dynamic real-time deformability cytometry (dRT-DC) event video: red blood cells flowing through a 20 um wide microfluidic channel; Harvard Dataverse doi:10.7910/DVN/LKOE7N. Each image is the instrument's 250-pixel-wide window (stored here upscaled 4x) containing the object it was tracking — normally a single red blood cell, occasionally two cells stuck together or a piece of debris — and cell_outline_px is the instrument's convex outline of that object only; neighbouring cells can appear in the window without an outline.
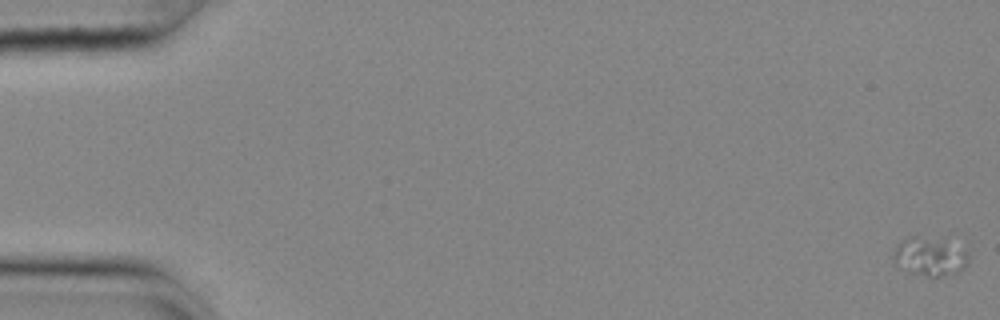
{"species": "common noctule bat (a hibernating species)", "species_latin": "Nyctalus noctula", "temperature_condition": "cold", "stored_images_in_passage": 17, "camera_frame_rate_fps": 3000, "um_per_image_px": 0.085, "animal": {"sex": "female", "body_mass_g": 25.1}, "frame": {"image": 1, "passage_image": 1, "time_ms": 0.0, "image_size_px": [1000, 320], "cell_outline_px": [[972, 248], [968, 264], [960, 272], [940, 276], [924, 276], [912, 272], [892, 264], [892, 256], [896, 244], [912, 236], [916, 236], [944, 240]], "centroid_in_image_um": [79.12, 21.79], "position_along_channel_um": 5.9, "area_um2": 17.57}}
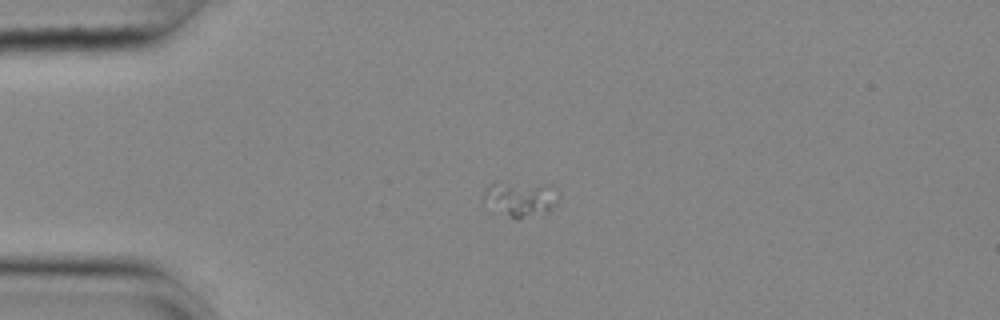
{"frame": {"image": 2, "passage_image": 15, "time_ms": 4.667, "image_size_px": [1000, 320], "cell_outline_px": [[560, 196], [556, 204], [544, 212], [516, 220], [480, 200], [480, 196], [492, 184], [552, 184]], "centroid_in_image_um": [44.27, 16.9], "position_along_channel_um": 40.7, "area_um2": 14.91}}